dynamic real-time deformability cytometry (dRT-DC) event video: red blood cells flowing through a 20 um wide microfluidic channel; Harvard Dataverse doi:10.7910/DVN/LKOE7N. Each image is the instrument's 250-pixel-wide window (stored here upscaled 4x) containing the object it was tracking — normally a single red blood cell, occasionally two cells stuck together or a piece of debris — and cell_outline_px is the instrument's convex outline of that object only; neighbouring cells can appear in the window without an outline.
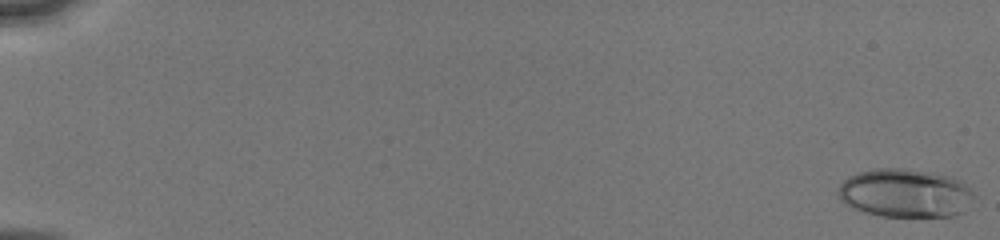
{"species": "human", "species_latin": "Homo sapiens", "temperature_condition": "cold", "stored_images_in_passage": 4, "camera_frame_rate_fps": 3000, "um_per_image_px": 0.085, "donor": {"sex": "male"}, "frame": {"image": 1, "passage_image": 1, "time_ms": 0.0, "image_size_px": [1000, 240], "cell_outline_px": [[976, 196], [964, 212], [956, 216], [880, 216], [864, 212], [844, 204], [836, 196], [836, 192], [840, 184], [848, 176], [856, 172], [876, 168], [904, 168], [932, 172], [948, 176], [960, 180], [968, 184]], "centroid_in_image_um": [76.94, 16.41], "position_along_channel_um": 8.1, "area_um2": 39.13}}